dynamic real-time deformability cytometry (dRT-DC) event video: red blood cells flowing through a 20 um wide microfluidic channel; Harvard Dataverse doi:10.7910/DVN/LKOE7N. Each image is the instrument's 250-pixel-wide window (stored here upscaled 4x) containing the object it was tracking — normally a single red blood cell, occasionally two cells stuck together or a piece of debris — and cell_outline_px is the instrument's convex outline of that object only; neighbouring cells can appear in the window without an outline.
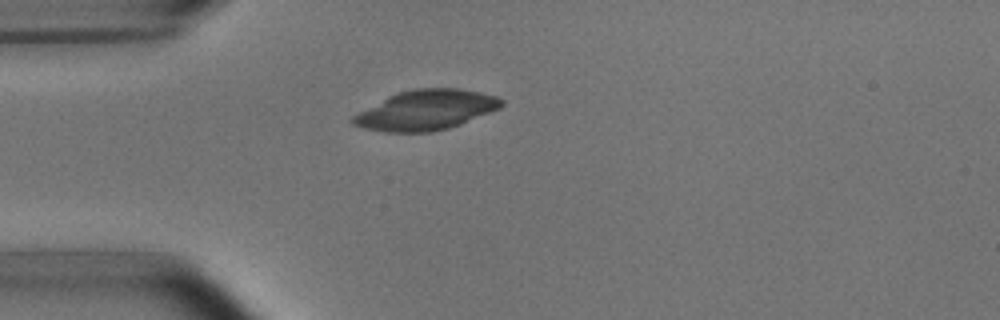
{"species": "common noctule bat (a hibernating species)", "species_latin": "Nyctalus noctula", "temperature_condition": "room temperature", "stored_images_in_passage": 1, "camera_frame_rate_fps": 3000, "um_per_image_px": 0.085, "animal": {"sex": "male", "body_mass_g": 15.6}, "frame": {"image": 1, "passage_image": 1, "time_ms": 0.0, "image_size_px": [1000, 320], "cell_outline_px": [[504, 104], [500, 108], [460, 124], [448, 128], [432, 132], [384, 132], [364, 128], [352, 124], [348, 120], [352, 116], [388, 96], [400, 92], [416, 88], [460, 88], [480, 92], [496, 96], [504, 100]], "centroid_in_image_um": [36.2, 9.36], "position_along_channel_um": 48.8, "area_um2": 34.51}}